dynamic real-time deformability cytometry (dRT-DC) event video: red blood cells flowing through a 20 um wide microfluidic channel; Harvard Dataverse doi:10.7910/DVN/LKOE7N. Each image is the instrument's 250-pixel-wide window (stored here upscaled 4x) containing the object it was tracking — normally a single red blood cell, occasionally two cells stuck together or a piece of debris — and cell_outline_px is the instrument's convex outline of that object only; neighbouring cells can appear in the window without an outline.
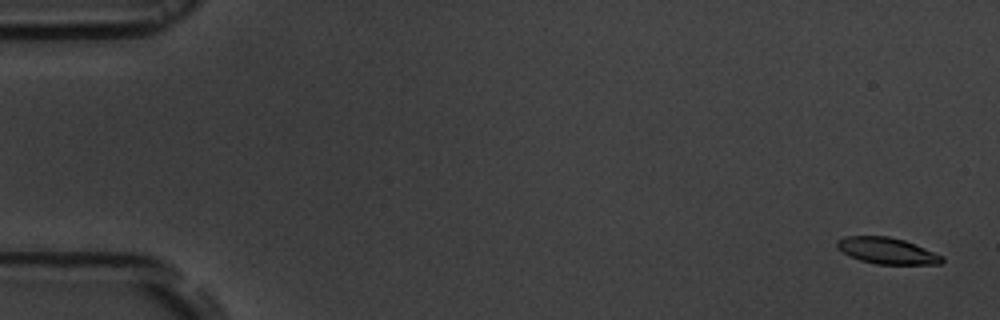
{"species": "common noctule bat (a hibernating species)", "species_latin": "Nyctalus noctula", "temperature_condition": "room temperature", "stored_images_in_passage": 6, "camera_frame_rate_fps": 3000, "um_per_image_px": 0.085, "animal": {"sex": "male", "body_mass_g": 19.5, "forearm_length_mm": 54.6}, "frame": {"image": 1, "passage_image": 1, "time_ms": 0.0, "image_size_px": [1000, 320], "cell_outline_px": [[944, 260], [940, 264], [876, 264], [860, 260], [844, 252], [836, 244], [836, 240], [844, 236], [888, 236], [904, 240], [944, 256]], "centroid_in_image_um": [75.42, 21.31], "position_along_channel_um": 9.6, "area_um2": 15.9}}
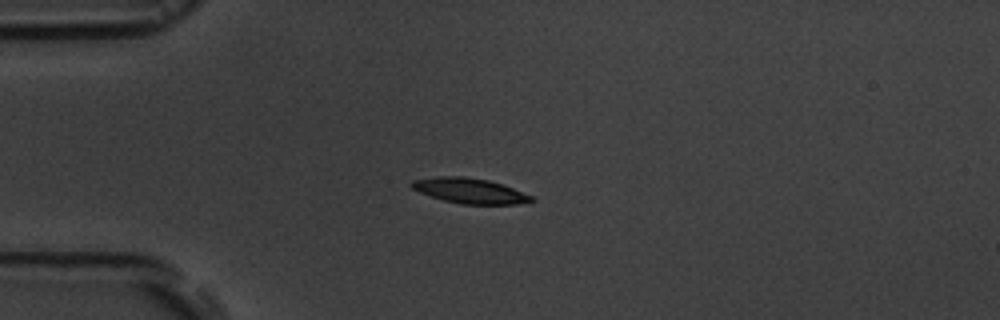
{"frame": {"image": 2, "passage_image": 4, "time_ms": 4.333, "image_size_px": [1000, 320], "cell_outline_px": [[536, 200], [516, 204], [460, 204], [444, 200], [420, 192], [412, 188], [408, 184], [412, 180], [440, 176], [464, 176], [488, 180], [512, 188], [532, 196]], "centroid_in_image_um": [39.9, 16.21], "position_along_channel_um": 45.1, "area_um2": 17.4}}
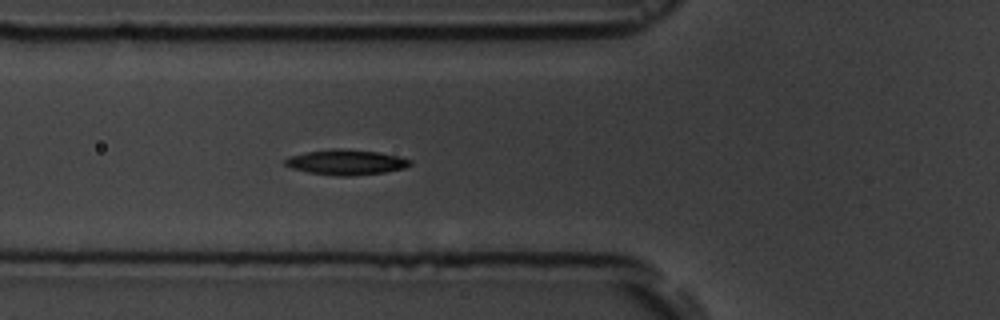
{"frame": {"image": 3, "passage_image": 6, "time_ms": 6.333, "image_size_px": [1000, 320], "cell_outline_px": [[412, 164], [404, 168], [384, 172], [352, 176], [340, 176], [308, 172], [292, 168], [284, 164], [284, 160], [288, 156], [308, 152], [332, 148], [340, 148], [380, 152], [412, 160]], "centroid_in_image_um": [29.41, 13.78], "position_along_channel_um": 96.4, "area_um2": 18.32}}